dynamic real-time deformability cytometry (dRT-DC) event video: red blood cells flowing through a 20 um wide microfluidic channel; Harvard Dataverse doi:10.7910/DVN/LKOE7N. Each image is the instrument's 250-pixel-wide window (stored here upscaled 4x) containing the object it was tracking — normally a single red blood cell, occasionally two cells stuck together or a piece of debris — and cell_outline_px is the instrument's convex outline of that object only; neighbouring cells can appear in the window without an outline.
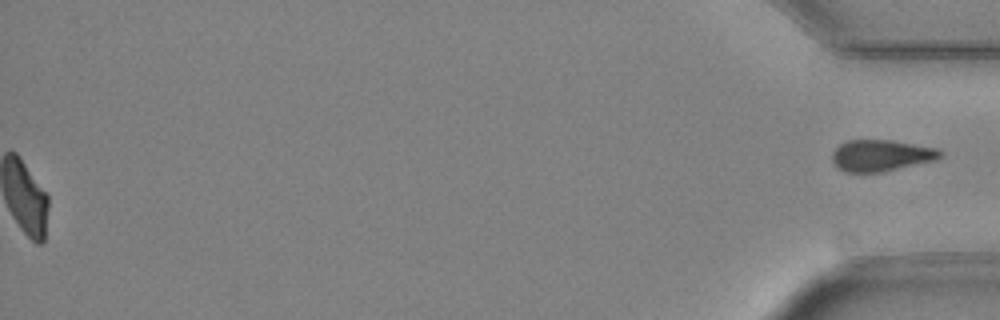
{"species": "Egyptian fruit bat (a non-hibernating species)", "species_latin": "Rousettus aegyptiacus", "temperature_condition": "cold", "stored_images_in_passage": 49, "segment_of_instrument_passage": [2, 2], "camera_frame_rate_fps": 3000, "um_per_image_px": 0.085, "animal": {"sex": "female"}, "frame": {"image": 1, "passage_image": 49, "time_ms": 16.0, "image_size_px": [1000, 320], "cell_outline_px": [[940, 156], [936, 160], [880, 172], [844, 172], [836, 168], [832, 160], [832, 152], [840, 144], [848, 140], [892, 140], [940, 148]], "centroid_in_image_um": [74.86, 13.21], "position_along_channel_um": 360.3, "area_um2": 19.83}}